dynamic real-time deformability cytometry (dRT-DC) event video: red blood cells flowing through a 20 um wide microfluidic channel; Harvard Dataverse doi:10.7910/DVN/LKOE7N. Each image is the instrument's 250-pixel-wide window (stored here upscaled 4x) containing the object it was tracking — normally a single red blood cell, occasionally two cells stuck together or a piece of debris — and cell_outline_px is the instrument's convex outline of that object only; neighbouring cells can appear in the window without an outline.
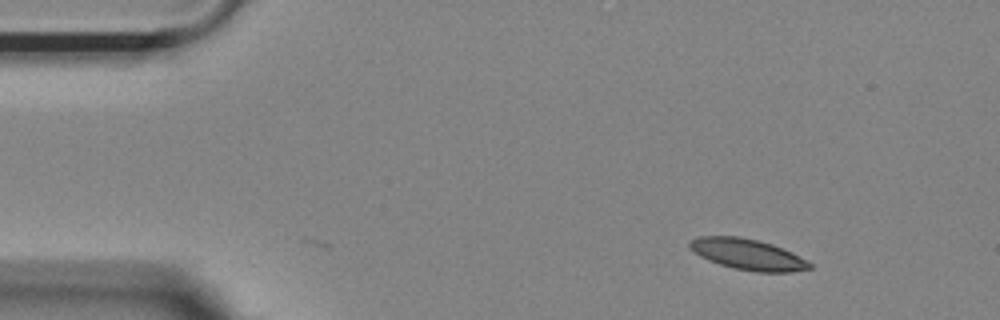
{"species": "Egyptian fruit bat (a non-hibernating species)", "species_latin": "Rousettus aegyptiacus", "temperature_condition": "room temperature", "stored_images_in_passage": 4, "camera_frame_rate_fps": 3000, "um_per_image_px": 0.085, "animal": {"sex": "female"}, "frame": {"image": 1, "passage_image": 4, "time_ms": 1.0, "image_size_px": [1000, 320], "cell_outline_px": [[812, 268], [792, 272], [756, 272], [732, 268], [708, 260], [700, 256], [688, 248], [688, 240], [700, 236], [736, 236], [756, 240], [772, 244], [812, 264]], "centroid_in_image_um": [63.47, 21.62], "position_along_channel_um": 21.5, "area_um2": 21.33}}